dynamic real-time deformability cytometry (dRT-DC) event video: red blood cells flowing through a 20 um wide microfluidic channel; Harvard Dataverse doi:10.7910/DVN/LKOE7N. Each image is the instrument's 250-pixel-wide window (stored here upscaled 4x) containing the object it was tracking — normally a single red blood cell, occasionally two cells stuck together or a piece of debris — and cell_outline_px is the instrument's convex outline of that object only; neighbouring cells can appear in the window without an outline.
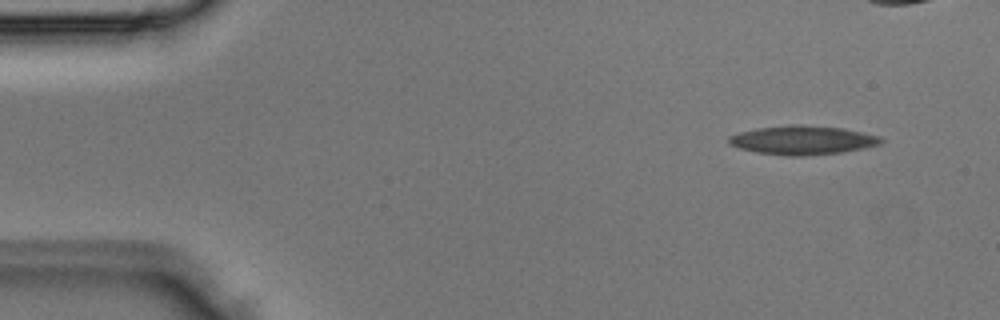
{"species": "Egyptian fruit bat (a non-hibernating species)", "species_latin": "Rousettus aegyptiacus", "temperature_condition": "room temperature", "stored_images_in_passage": 4, "segment_of_instrument_passage": [2, 2], "camera_frame_rate_fps": 3000, "um_per_image_px": 0.085, "animal": {"sex": "male"}, "frame": {"image": 1, "passage_image": 4, "time_ms": 1.0, "image_size_px": [1000, 320], "cell_outline_px": [[884, 140], [880, 144], [864, 148], [840, 152], [804, 156], [788, 156], [756, 152], [740, 148], [728, 144], [728, 136], [740, 132], [756, 128], [788, 124], [800, 124], [844, 128], [880, 136]], "centroid_in_image_um": [68.2, 11.9], "position_along_channel_um": 16.8, "area_um2": 25.78}}